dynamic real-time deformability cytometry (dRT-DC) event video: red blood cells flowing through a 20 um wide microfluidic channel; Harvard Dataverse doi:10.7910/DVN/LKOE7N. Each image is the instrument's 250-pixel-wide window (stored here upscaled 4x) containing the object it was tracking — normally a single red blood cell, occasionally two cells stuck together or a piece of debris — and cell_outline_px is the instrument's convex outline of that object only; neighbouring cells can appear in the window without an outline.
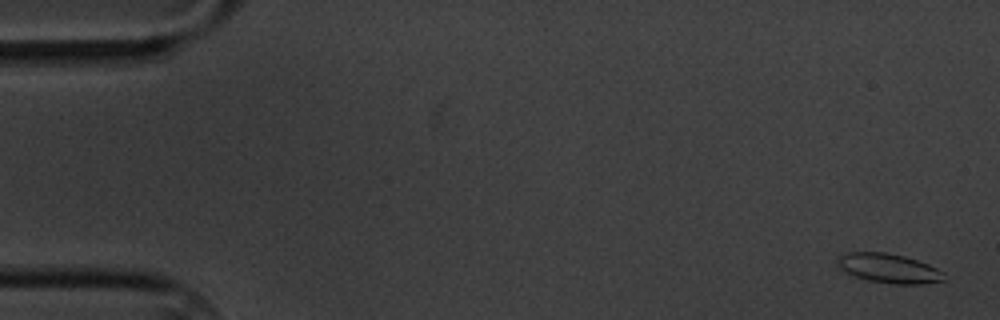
{"species": "common noctule bat (a hibernating species)", "species_latin": "Nyctalus noctula", "temperature_condition": "cold", "stored_images_in_passage": 13, "camera_frame_rate_fps": 3000, "um_per_image_px": 0.085, "animal": {"sex": "male", "body_mass_g": 20.1, "forearm_length_mm": 53.5}, "frame": {"image": 1, "passage_image": 1, "time_ms": 0.0, "image_size_px": [1000, 320], "cell_outline_px": [[944, 280], [920, 284], [892, 284], [868, 280], [856, 276], [840, 268], [836, 264], [836, 256], [848, 252], [884, 252], [904, 256], [928, 264], [944, 272]], "centroid_in_image_um": [75.52, 22.8], "position_along_channel_um": 9.5, "area_um2": 18.15}}
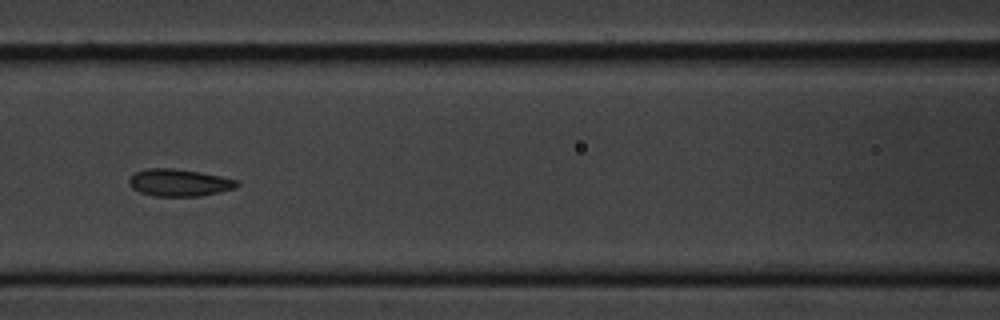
{"frame": {"image": 2, "passage_image": 8, "time_ms": 8.0, "image_size_px": [1000, 320], "cell_outline_px": [[240, 184], [236, 188], [220, 192], [200, 196], [156, 196], [140, 192], [132, 188], [128, 184], [128, 180], [136, 172], [148, 168], [172, 168], [200, 172], [220, 176], [236, 180]], "centroid_in_image_um": [15.23, 15.53], "position_along_channel_um": 151.4, "area_um2": 17.05}}
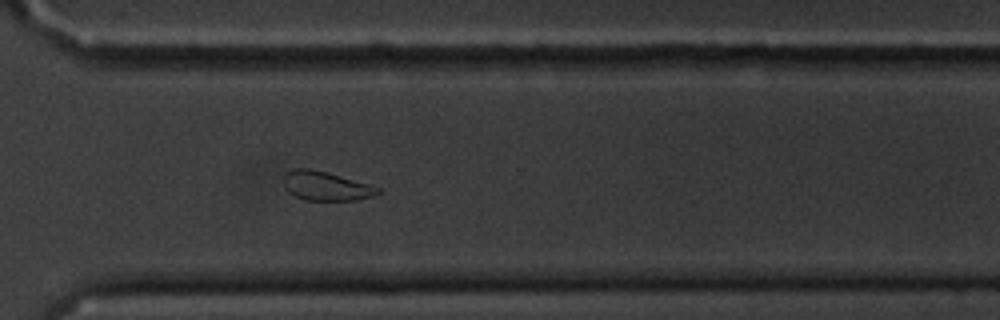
{"frame": {"image": 3, "passage_image": 13, "time_ms": 13.667, "image_size_px": [1000, 320], "cell_outline_px": [[380, 192], [372, 196], [356, 200], [304, 200], [288, 192], [284, 188], [284, 172], [296, 168], [308, 168], [324, 172], [368, 184], [380, 188]], "centroid_in_image_um": [27.65, 15.82], "position_along_channel_um": 343.0, "area_um2": 15.72}}